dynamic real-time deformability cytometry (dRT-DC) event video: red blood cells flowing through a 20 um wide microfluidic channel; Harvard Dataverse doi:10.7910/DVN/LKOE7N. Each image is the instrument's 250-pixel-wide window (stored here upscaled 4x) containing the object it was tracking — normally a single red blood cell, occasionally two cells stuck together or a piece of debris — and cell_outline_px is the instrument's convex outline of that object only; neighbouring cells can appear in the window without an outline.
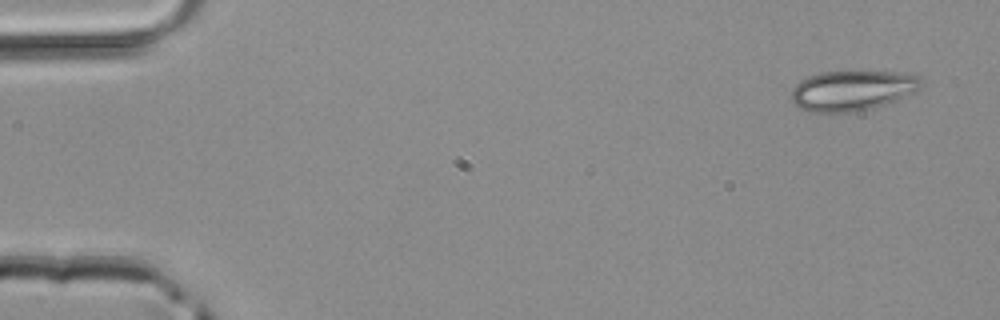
{"species": "common noctule bat (a hibernating species)", "species_latin": "Nyctalus noctula", "temperature_condition": "room temperature", "stored_images_in_passage": 4, "camera_frame_rate_fps": 3000, "um_per_image_px": 0.085, "animal": {"sex": "male", "body_mass_g": 20.4}, "frame": {"image": 1, "passage_image": 1, "time_ms": 0.0, "image_size_px": [1000, 320], "cell_outline_px": [[920, 88], [916, 92], [896, 100], [872, 108], [852, 112], [812, 112], [800, 108], [792, 100], [792, 88], [800, 80], [808, 76], [820, 72], [916, 72], [920, 80]], "centroid_in_image_um": [72.47, 7.68], "position_along_channel_um": 12.5, "area_um2": 30.4}}